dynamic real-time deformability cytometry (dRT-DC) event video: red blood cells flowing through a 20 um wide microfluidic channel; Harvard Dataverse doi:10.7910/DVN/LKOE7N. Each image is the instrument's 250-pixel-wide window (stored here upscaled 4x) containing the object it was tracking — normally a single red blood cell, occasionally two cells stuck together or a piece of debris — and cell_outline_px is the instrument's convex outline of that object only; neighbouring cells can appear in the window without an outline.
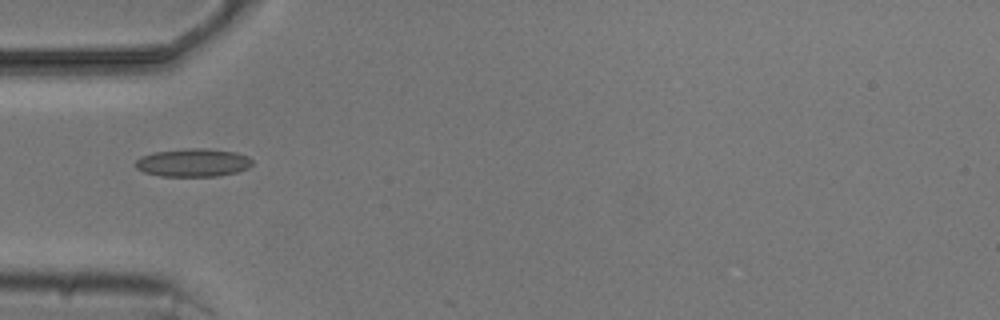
{"species": "common noctule bat (a hibernating species)", "species_latin": "Nyctalus noctula", "temperature_condition": "cold", "stored_images_in_passage": 2, "camera_frame_rate_fps": 3000, "um_per_image_px": 0.085, "animal": {"sex": "male", "body_mass_g": 20.5, "forearm_length_mm": 52.5}, "frame": {"image": 1, "passage_image": 1, "time_ms": 0.0, "image_size_px": [1000, 320], "cell_outline_px": [[252, 164], [248, 168], [236, 172], [216, 176], [160, 176], [144, 172], [136, 168], [136, 160], [140, 156], [152, 152], [184, 148], [208, 148], [236, 152], [248, 156], [252, 160]], "centroid_in_image_um": [16.4, 13.81], "position_along_channel_um": 68.6, "area_um2": 19.31}}